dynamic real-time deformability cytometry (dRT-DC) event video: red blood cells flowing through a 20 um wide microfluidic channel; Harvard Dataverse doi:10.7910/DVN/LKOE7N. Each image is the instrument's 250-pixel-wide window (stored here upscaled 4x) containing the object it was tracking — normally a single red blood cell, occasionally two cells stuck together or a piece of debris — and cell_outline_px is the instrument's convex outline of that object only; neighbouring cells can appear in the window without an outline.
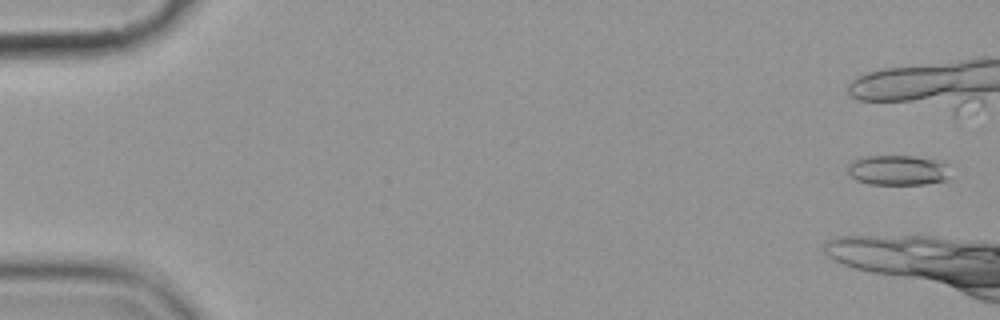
{"species": "common noctule bat (a hibernating species)", "species_latin": "Nyctalus noctula", "temperature_condition": "cold", "stored_images_in_passage": 5, "camera_frame_rate_fps": 3000, "um_per_image_px": 0.085, "animal": {"sex": "female", "body_mass_g": 19.9}, "frame": {"image": 1, "passage_image": 1, "time_ms": 0.0, "image_size_px": [1000, 320], "cell_outline_px": [[948, 180], [924, 184], [872, 184], [856, 180], [848, 172], [848, 164], [856, 160], [868, 156], [912, 156], [932, 160], [944, 164], [948, 176]], "centroid_in_image_um": [76.28, 14.48], "position_along_channel_um": 8.7, "area_um2": 17.46}}